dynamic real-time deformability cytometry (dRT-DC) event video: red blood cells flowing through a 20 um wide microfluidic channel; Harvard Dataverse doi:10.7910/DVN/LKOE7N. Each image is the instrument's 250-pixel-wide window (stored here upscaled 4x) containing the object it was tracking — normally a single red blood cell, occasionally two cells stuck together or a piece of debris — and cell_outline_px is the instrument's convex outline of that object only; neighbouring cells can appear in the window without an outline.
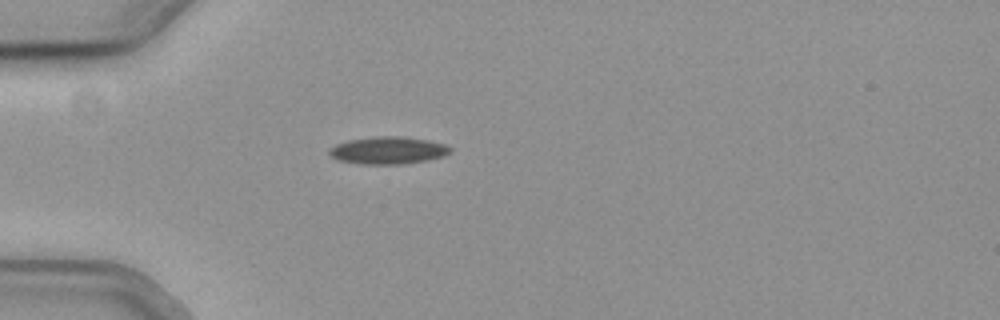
{"species": "common noctule bat (a hibernating species)", "species_latin": "Nyctalus noctula", "temperature_condition": "cold", "stored_images_in_passage": 20, "camera_frame_rate_fps": 3000, "um_per_image_px": 0.085, "animal": {"sex": "female", "body_mass_g": 19.3, "forearm_length_mm": 54.1}, "frame": {"image": 1, "passage_image": 1, "time_ms": 0.0, "image_size_px": [1000, 320], "cell_outline_px": [[452, 152], [444, 156], [428, 160], [404, 164], [360, 164], [340, 160], [332, 156], [328, 152], [336, 144], [348, 140], [376, 136], [404, 136], [428, 140], [444, 144], [452, 148]], "centroid_in_image_um": [33.04, 12.78], "position_along_channel_um": 52.0, "area_um2": 19.31}}
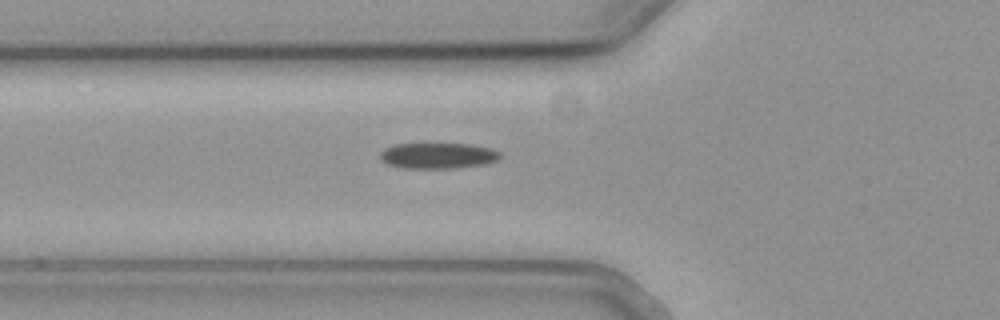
{"frame": {"image": 2, "passage_image": 5, "time_ms": 1.333, "image_size_px": [1000, 320], "cell_outline_px": [[500, 156], [496, 160], [484, 164], [456, 168], [404, 168], [388, 164], [380, 160], [380, 152], [384, 148], [392, 144], [468, 144], [492, 148], [500, 152]], "centroid_in_image_um": [37.19, 13.23], "position_along_channel_um": 88.6, "area_um2": 18.03}}
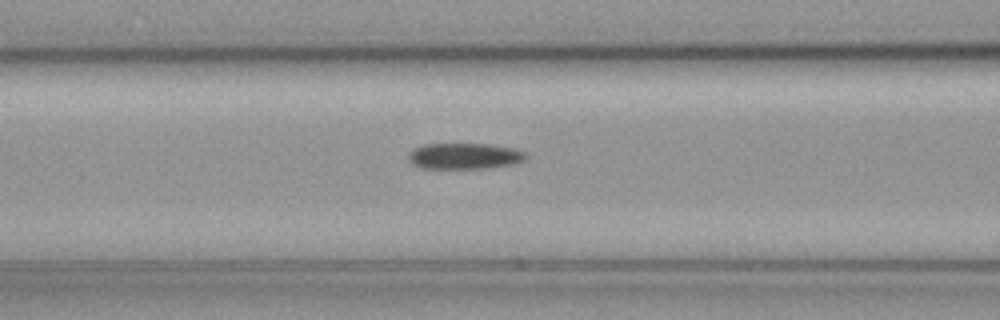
{"frame": {"image": 3, "passage_image": 8, "time_ms": 2.333, "image_size_px": [1000, 320], "cell_outline_px": [[528, 156], [524, 160], [516, 164], [488, 168], [420, 168], [412, 164], [408, 160], [408, 152], [412, 148], [424, 144], [488, 144], [512, 148], [524, 152]], "centroid_in_image_um": [39.44, 13.27], "position_along_channel_um": 127.2, "area_um2": 17.98}}